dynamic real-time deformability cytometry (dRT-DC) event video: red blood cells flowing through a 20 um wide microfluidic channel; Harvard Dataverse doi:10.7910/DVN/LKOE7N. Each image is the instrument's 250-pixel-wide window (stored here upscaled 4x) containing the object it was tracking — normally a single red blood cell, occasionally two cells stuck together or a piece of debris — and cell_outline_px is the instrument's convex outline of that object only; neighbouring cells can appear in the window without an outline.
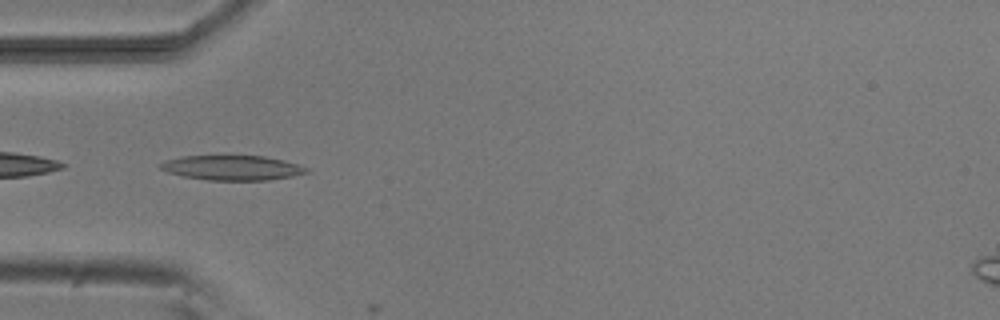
{"species": "common noctule bat (a hibernating species)", "species_latin": "Nyctalus noctula", "temperature_condition": "room temperature", "stored_images_in_passage": 6, "camera_frame_rate_fps": 3000, "um_per_image_px": 0.085, "animal": {"sex": "male", "body_mass_g": 20.5, "forearm_length_mm": 52.5}, "frame": {"image": 1, "passage_image": 5, "time_ms": 4.333, "image_size_px": [1000, 320], "cell_outline_px": [[308, 172], [292, 176], [268, 180], [208, 180], [184, 176], [168, 172], [160, 168], [160, 164], [164, 160], [180, 156], [264, 156], [284, 160], [308, 168]], "centroid_in_image_um": [19.72, 14.26], "position_along_channel_um": 65.3, "area_um2": 20.92}}
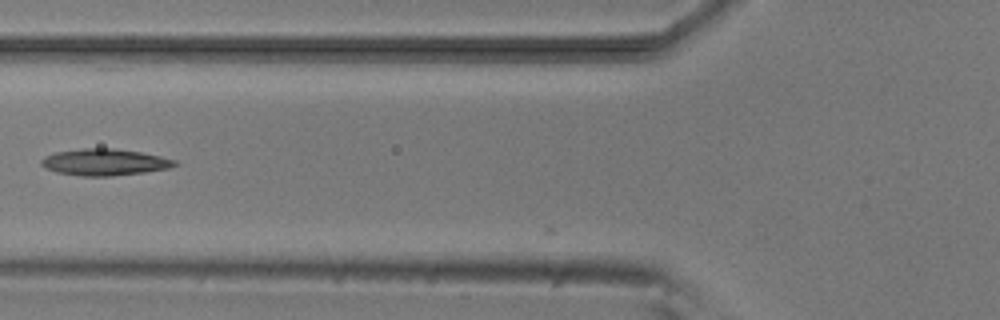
{"frame": {"image": 2, "passage_image": 6, "time_ms": 5.667, "image_size_px": [1000, 320], "cell_outline_px": [[180, 164], [168, 168], [144, 172], [112, 176], [80, 176], [56, 172], [40, 164], [40, 160], [44, 156], [56, 152], [84, 148], [112, 148], [140, 152], [160, 156], [176, 160]], "centroid_in_image_um": [8.89, 13.78], "position_along_channel_um": 116.9, "area_um2": 20.63}}